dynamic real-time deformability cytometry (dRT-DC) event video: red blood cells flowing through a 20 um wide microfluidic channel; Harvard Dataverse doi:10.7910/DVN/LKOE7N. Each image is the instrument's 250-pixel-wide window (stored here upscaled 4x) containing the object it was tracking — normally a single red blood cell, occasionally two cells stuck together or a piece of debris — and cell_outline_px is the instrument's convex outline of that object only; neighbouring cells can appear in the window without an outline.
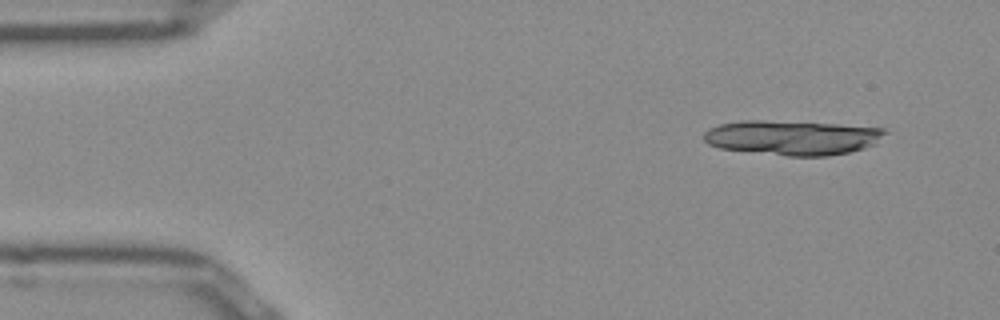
{"species": "Egyptian fruit bat (a non-hibernating species)", "species_latin": "Rousettus aegyptiacus", "temperature_condition": "room temperature", "stored_images_in_passage": 13, "camera_frame_rate_fps": 3000, "um_per_image_px": 0.085, "frame": {"image": 1, "passage_image": 1, "time_ms": 0.0, "image_size_px": [1000, 320], "cell_outline_px": [[888, 132], [876, 144], [864, 148], [848, 152], [828, 156], [788, 156], [720, 148], [708, 144], [704, 140], [704, 132], [720, 124], [744, 120], [756, 120], [840, 124], [884, 128]], "centroid_in_image_um": [67.39, 11.7], "position_along_channel_um": 17.6, "area_um2": 36.53}}